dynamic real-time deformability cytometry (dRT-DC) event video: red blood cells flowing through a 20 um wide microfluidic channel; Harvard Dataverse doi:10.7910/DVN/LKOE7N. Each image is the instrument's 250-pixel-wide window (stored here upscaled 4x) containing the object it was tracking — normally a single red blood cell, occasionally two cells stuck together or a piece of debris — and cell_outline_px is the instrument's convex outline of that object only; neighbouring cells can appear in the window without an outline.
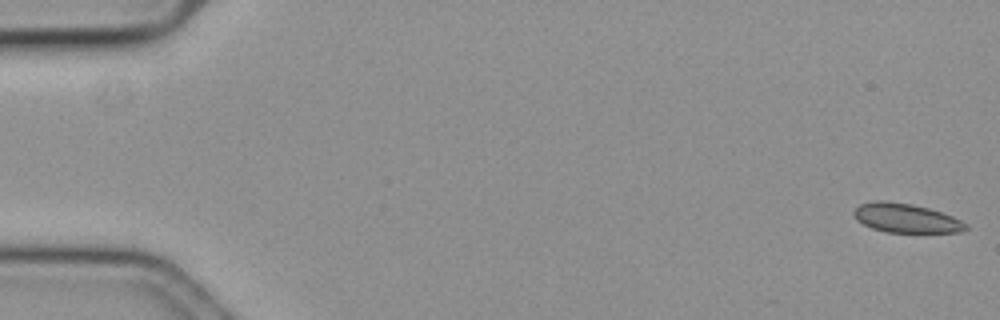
{"species": "common noctule bat (a hibernating species)", "species_latin": "Nyctalus noctula", "temperature_condition": "cold", "stored_images_in_passage": 14, "camera_frame_rate_fps": 3000, "um_per_image_px": 0.085, "animal": {"sex": "female", "body_mass_g": 19.3, "forearm_length_mm": 54.1}, "frame": {"image": 1, "passage_image": 1, "time_ms": 0.0, "image_size_px": [1000, 320], "cell_outline_px": [[968, 228], [960, 232], [884, 232], [872, 228], [856, 220], [852, 216], [852, 212], [860, 204], [876, 200], [888, 200], [912, 204], [928, 208], [952, 216], [968, 224]], "centroid_in_image_um": [76.97, 18.53], "position_along_channel_um": 8.0, "area_um2": 19.07}}